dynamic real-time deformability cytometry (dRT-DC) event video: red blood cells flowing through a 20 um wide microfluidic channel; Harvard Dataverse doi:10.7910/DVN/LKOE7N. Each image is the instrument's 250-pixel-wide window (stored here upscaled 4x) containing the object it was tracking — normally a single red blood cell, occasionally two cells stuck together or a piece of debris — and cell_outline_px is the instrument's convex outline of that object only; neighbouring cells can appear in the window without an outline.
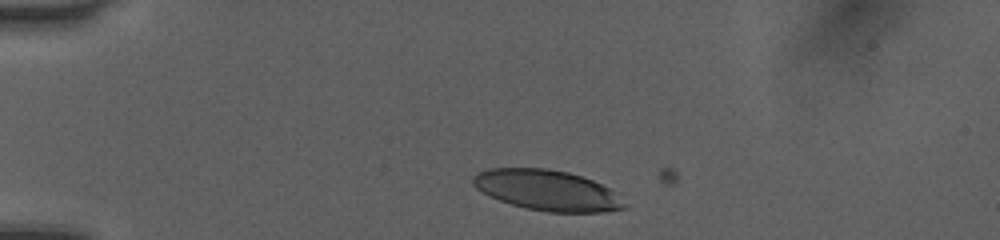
{"species": "human", "species_latin": "Homo sapiens", "temperature_condition": "room temperature", "stored_images_in_passage": 4, "camera_frame_rate_fps": 3000, "um_per_image_px": 0.085, "donor": {"sex": "female"}, "frame": {"image": 1, "passage_image": 1, "time_ms": 0.0, "image_size_px": [1000, 240], "cell_outline_px": [[628, 208], [604, 212], [548, 212], [528, 208], [512, 204], [500, 200], [476, 188], [472, 184], [472, 176], [488, 168], [548, 168], [568, 172], [592, 180], [620, 192]], "centroid_in_image_um": [46.59, 16.17], "position_along_channel_um": 38.4, "area_um2": 35.89}}
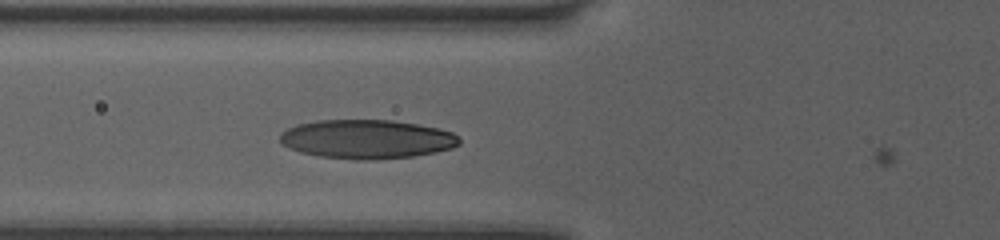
{"frame": {"image": 2, "passage_image": 4, "time_ms": 1.0, "image_size_px": [1000, 240], "cell_outline_px": [[460, 144], [452, 148], [436, 152], [412, 156], [376, 160], [356, 160], [320, 156], [300, 152], [288, 148], [280, 144], [280, 132], [296, 124], [316, 120], [392, 120], [440, 128], [452, 132], [460, 136]], "centroid_in_image_um": [31.17, 11.83], "position_along_channel_um": 94.6, "area_um2": 41.15}}